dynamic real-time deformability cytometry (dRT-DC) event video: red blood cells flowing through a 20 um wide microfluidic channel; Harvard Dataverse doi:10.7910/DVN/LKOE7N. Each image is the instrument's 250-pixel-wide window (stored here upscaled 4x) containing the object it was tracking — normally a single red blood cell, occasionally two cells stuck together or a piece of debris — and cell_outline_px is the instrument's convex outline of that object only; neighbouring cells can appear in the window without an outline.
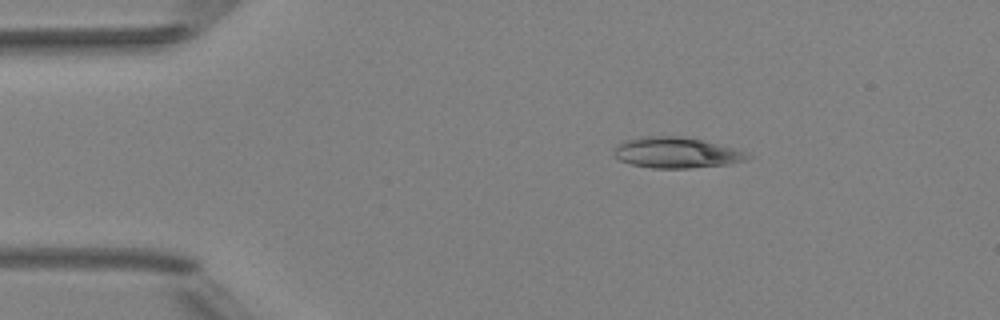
{"species": "Egyptian fruit bat (a non-hibernating species)", "species_latin": "Rousettus aegyptiacus", "temperature_condition": "room temperature", "stored_images_in_passage": 5, "camera_frame_rate_fps": 3000, "um_per_image_px": 0.085, "animal": {"sex": "female"}, "frame": {"image": 1, "passage_image": 1, "time_ms": 0.0, "image_size_px": [1000, 320], "cell_outline_px": [[752, 156], [748, 160], [732, 164], [688, 168], [652, 168], [632, 164], [620, 160], [612, 156], [612, 152], [616, 144], [624, 140], [640, 136], [676, 136], [704, 140], [732, 148], [744, 152]], "centroid_in_image_um": [57.44, 12.97], "position_along_channel_um": 27.6, "area_um2": 24.16}}
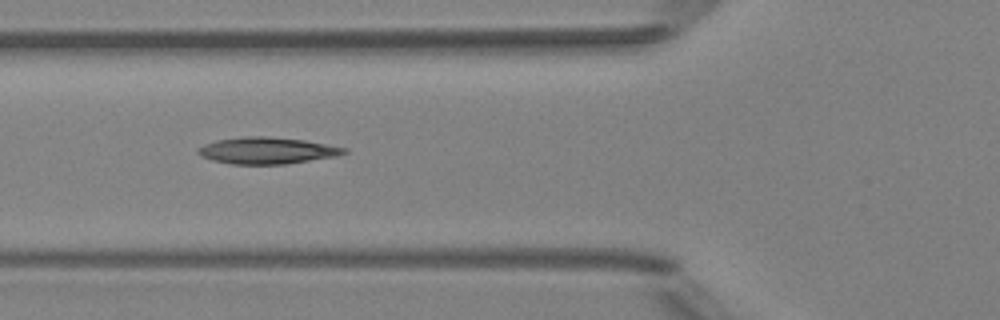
{"frame": {"image": 2, "passage_image": 4, "time_ms": 3.333, "image_size_px": [1000, 320], "cell_outline_px": [[348, 152], [336, 156], [288, 164], [228, 164], [212, 160], [200, 156], [196, 152], [196, 148], [204, 144], [216, 140], [244, 136], [264, 136], [304, 140], [348, 148]], "centroid_in_image_um": [22.66, 12.8], "position_along_channel_um": 103.1, "area_um2": 22.83}}
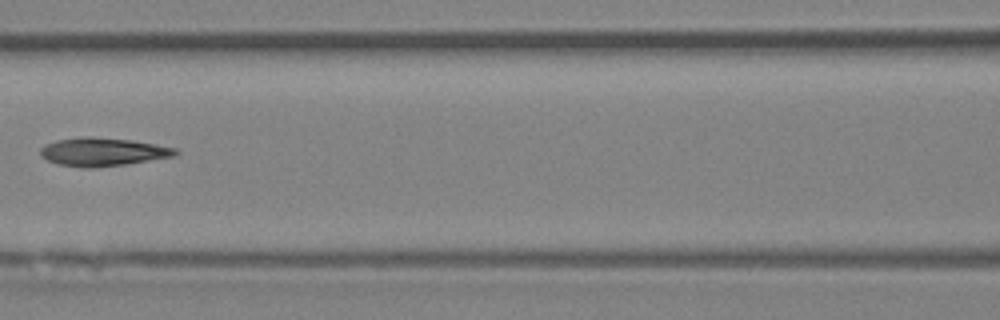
{"frame": {"image": 3, "passage_image": 5, "time_ms": 4.667, "image_size_px": [1000, 320], "cell_outline_px": [[180, 152], [172, 156], [124, 164], [92, 168], [84, 168], [56, 164], [40, 156], [40, 148], [44, 144], [56, 140], [84, 136], [92, 136], [132, 140], [156, 144], [176, 148]], "centroid_in_image_um": [8.68, 12.9], "position_along_channel_um": 157.9, "area_um2": 22.31}}